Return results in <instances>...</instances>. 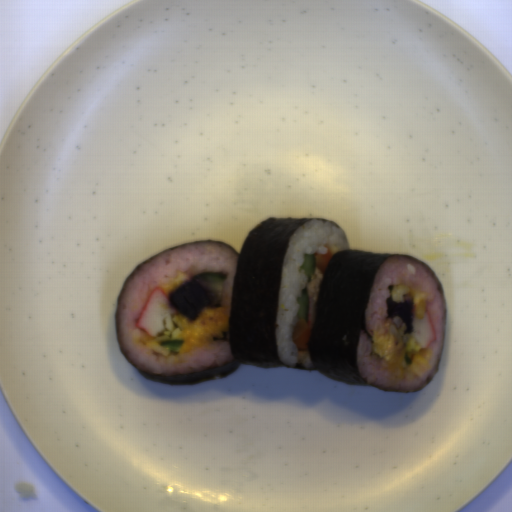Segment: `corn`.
<instances>
[{
  "label": "corn",
  "mask_w": 512,
  "mask_h": 512,
  "mask_svg": "<svg viewBox=\"0 0 512 512\" xmlns=\"http://www.w3.org/2000/svg\"><path fill=\"white\" fill-rule=\"evenodd\" d=\"M406 349L410 352H419L422 349V346L414 339L413 336L406 343Z\"/></svg>",
  "instance_id": "51d56268"
}]
</instances>
